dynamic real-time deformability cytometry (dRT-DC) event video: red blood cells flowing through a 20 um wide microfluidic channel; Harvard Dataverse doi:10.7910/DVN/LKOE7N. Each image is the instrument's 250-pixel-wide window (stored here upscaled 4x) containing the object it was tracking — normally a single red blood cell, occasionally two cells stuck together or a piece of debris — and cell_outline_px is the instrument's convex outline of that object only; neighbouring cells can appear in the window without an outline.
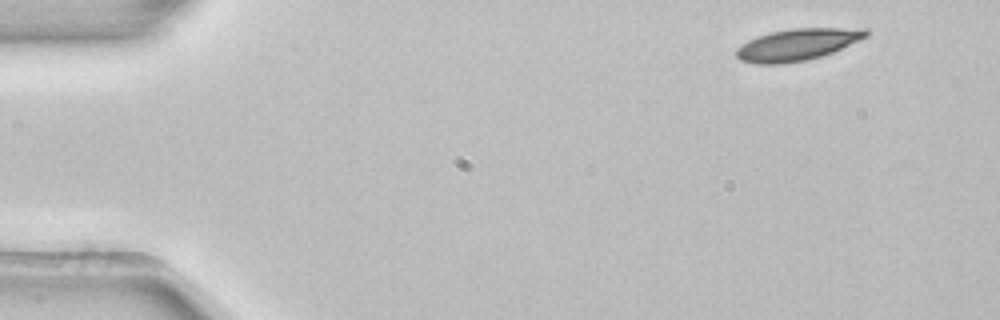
{"species": "common noctule bat (a hibernating species)", "species_latin": "Nyctalus noctula", "temperature_condition": "room temperature", "stored_images_in_passage": 4, "camera_frame_rate_fps": 3000, "um_per_image_px": 0.085, "animal": {"sex": "female", "body_mass_g": 22.7, "forearm_length_mm": 54.2}, "frame": {"image": 1, "passage_image": 1, "time_ms": 0.0, "image_size_px": [1000, 320], "cell_outline_px": [[868, 36], [832, 52], [820, 56], [804, 60], [780, 64], [756, 64], [740, 60], [736, 56], [736, 48], [740, 44], [756, 36], [772, 32], [792, 28], [868, 28]], "centroid_in_image_um": [67.74, 3.78], "position_along_channel_um": 17.3, "area_um2": 23.93}}
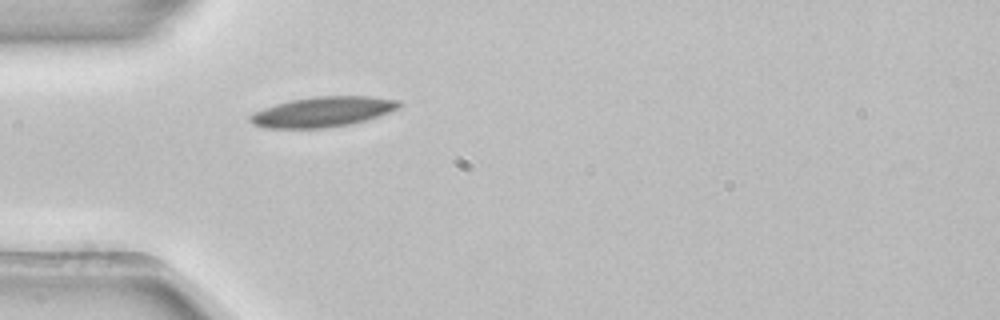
{"frame": {"image": 2, "passage_image": 4, "time_ms": 1.0, "image_size_px": [1000, 320], "cell_outline_px": [[404, 104], [400, 108], [380, 116], [368, 120], [352, 124], [324, 128], [264, 128], [252, 124], [248, 120], [248, 116], [252, 112], [276, 104], [292, 100], [312, 96], [372, 96], [400, 100]], "centroid_in_image_um": [27.47, 9.5], "position_along_channel_um": 57.5, "area_um2": 26.65}}